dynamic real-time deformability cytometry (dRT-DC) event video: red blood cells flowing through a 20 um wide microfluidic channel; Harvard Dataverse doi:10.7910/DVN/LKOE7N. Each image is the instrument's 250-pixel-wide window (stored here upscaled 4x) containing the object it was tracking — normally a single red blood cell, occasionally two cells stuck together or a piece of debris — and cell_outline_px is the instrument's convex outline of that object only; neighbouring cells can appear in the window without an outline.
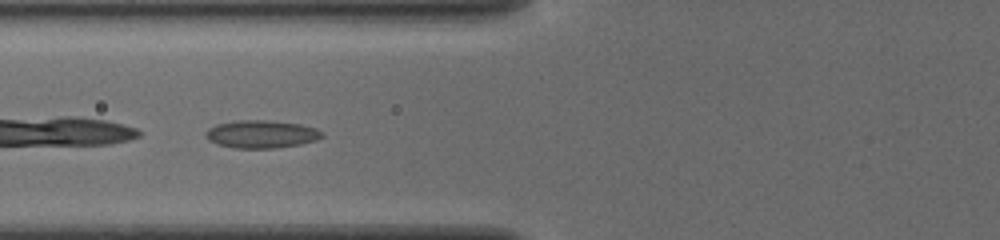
{"species": "common noctule bat (a hibernating species)", "species_latin": "Nyctalus noctula", "temperature_condition": "cold", "stored_images_in_passage": 39, "camera_frame_rate_fps": 3000, "um_per_image_px": 0.085, "animal": {"sex": "female", "body_mass_g": 19.5, "forearm_length_mm": 54.1}, "frame": {"image": 1, "passage_image": 9, "time_ms": 2.667, "image_size_px": [1000, 240], "cell_outline_px": [[324, 136], [316, 140], [300, 144], [276, 148], [232, 148], [216, 144], [208, 140], [204, 136], [204, 132], [208, 128], [216, 124], [236, 120], [268, 120], [300, 124], [316, 128], [324, 132]], "centroid_in_image_um": [22.19, 11.4], "position_along_channel_um": 103.6, "area_um2": 19.13}}
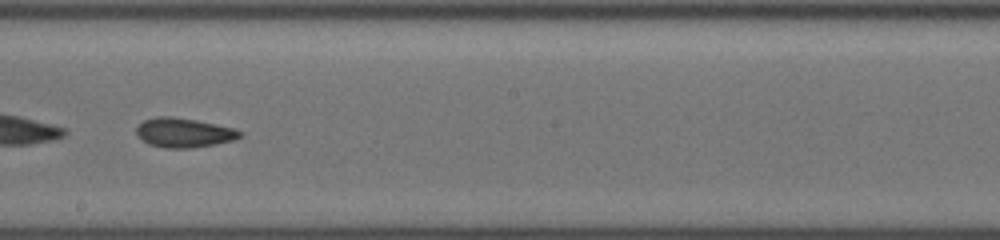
{"frame": {"image": 2, "passage_image": 19, "time_ms": 6.0, "image_size_px": [1000, 240], "cell_outline_px": [[244, 136], [236, 140], [216, 144], [192, 148], [164, 148], [148, 144], [136, 132], [136, 128], [144, 120], [156, 116], [172, 116], [196, 120], [236, 128], [244, 132]], "centroid_in_image_um": [15.71, 11.28], "position_along_channel_um": 232.5, "area_um2": 17.98}}
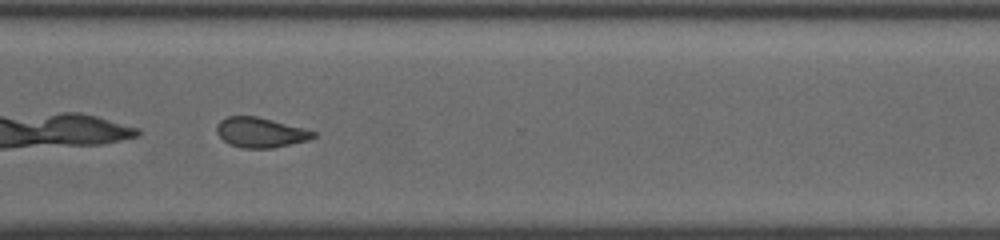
{"frame": {"image": 3, "passage_image": 28, "time_ms": 9.0, "image_size_px": [1000, 240], "cell_outline_px": [[316, 136], [308, 140], [272, 148], [240, 148], [228, 144], [216, 132], [216, 124], [220, 120], [228, 116], [256, 116], [304, 128], [316, 132]], "centroid_in_image_um": [22.11, 11.26], "position_along_channel_um": 348.5, "area_um2": 16.88}, "authors_computed_cell_mechanics": {"area_um2": 17.8024, "velocity_mm_per_s": 3.8633, "shape_relaxation_time_tau1_ms": null, "shape_relaxation_time_tau2_ms": 2.5576, "deformation_change_tau1": null, "deformation_change_tau2": 0.0875}}